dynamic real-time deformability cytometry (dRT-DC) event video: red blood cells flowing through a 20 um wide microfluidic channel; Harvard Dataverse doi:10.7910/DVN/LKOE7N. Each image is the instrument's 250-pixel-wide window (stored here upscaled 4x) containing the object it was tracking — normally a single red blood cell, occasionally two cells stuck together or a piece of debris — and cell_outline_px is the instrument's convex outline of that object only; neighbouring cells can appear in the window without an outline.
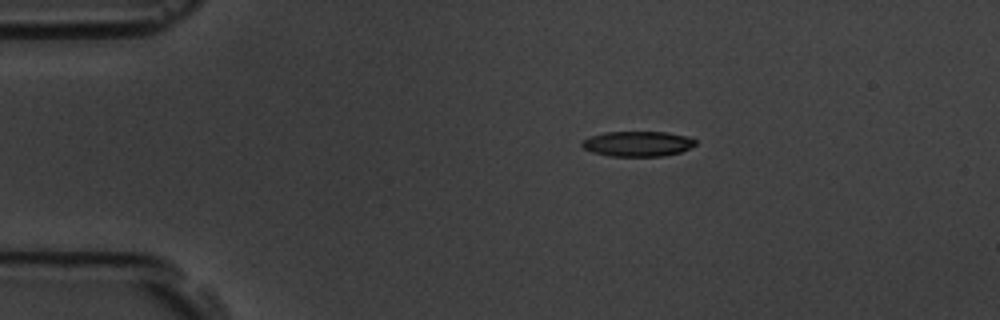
{"species": "common noctule bat (a hibernating species)", "species_latin": "Nyctalus noctula", "temperature_condition": "room temperature", "stored_images_in_passage": 10, "camera_frame_rate_fps": 3000, "um_per_image_px": 0.085, "animal": {"sex": "male", "body_mass_g": 19.5, "forearm_length_mm": 54.6}, "frame": {"image": 1, "passage_image": 2, "time_ms": 1.0, "image_size_px": [1000, 320], "cell_outline_px": [[696, 144], [680, 152], [664, 156], [608, 156], [592, 152], [584, 148], [580, 144], [580, 140], [604, 132], [668, 132], [688, 136], [696, 140]], "centroid_in_image_um": [54.18, 12.22], "position_along_channel_um": 30.8, "area_um2": 16.76}}
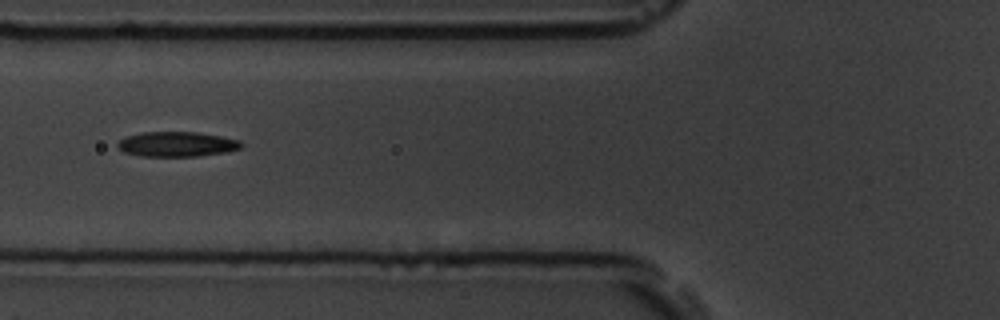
{"frame": {"image": 2, "passage_image": 5, "time_ms": 4.667, "image_size_px": [1000, 320], "cell_outline_px": [[244, 144], [240, 148], [224, 152], [196, 156], [140, 156], [124, 152], [116, 148], [116, 144], [120, 140], [128, 136], [140, 132], [196, 132], [220, 136], [240, 140]], "centroid_in_image_um": [15.0, 12.25], "position_along_channel_um": 110.8, "area_um2": 17.92}}
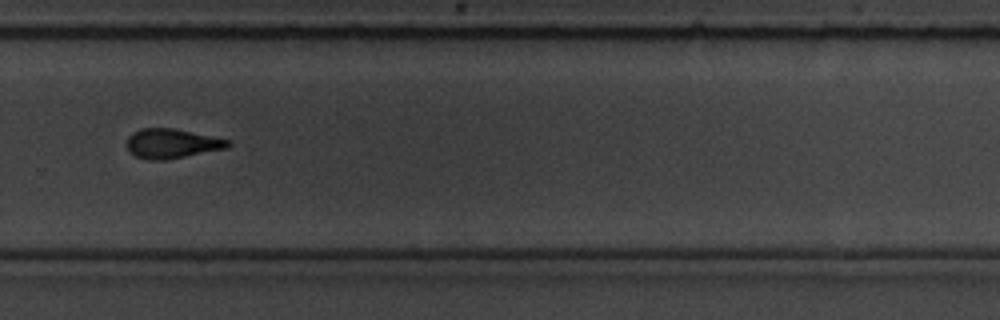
{"frame": {"image": 3, "passage_image": 10, "time_ms": 10.333, "image_size_px": [1000, 320], "cell_outline_px": [[232, 144], [228, 148], [164, 160], [148, 160], [136, 156], [128, 152], [128, 136], [132, 132], [140, 128], [176, 128], [232, 140]], "centroid_in_image_um": [14.64, 12.19], "position_along_channel_um": 315.2, "area_um2": 17.63}}